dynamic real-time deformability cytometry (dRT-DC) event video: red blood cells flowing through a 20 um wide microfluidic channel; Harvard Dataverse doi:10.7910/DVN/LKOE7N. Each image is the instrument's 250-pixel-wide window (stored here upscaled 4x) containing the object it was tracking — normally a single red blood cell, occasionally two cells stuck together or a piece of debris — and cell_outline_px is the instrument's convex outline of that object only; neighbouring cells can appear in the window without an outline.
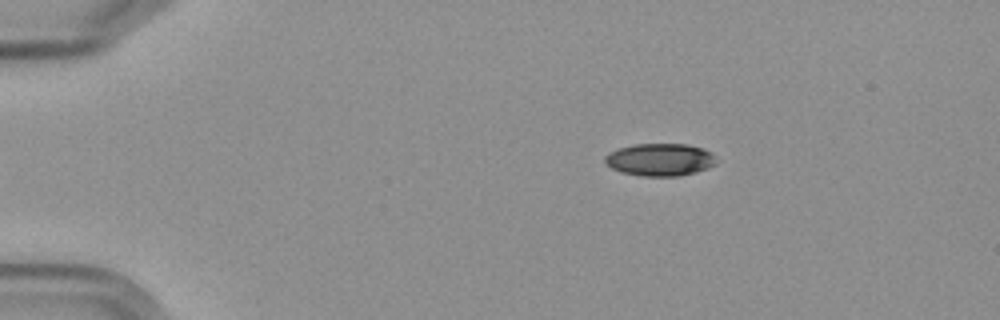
{"species": "Egyptian fruit bat (a non-hibernating species)", "species_latin": "Rousettus aegyptiacus", "temperature_condition": "cold", "stored_images_in_passage": 3, "camera_frame_rate_fps": 3000, "um_per_image_px": 0.085, "frame": {"image": 1, "passage_image": 1, "time_ms": 0.0, "image_size_px": [1000, 320], "cell_outline_px": [[716, 164], [708, 168], [696, 172], [680, 176], [640, 176], [620, 172], [604, 164], [604, 156], [608, 152], [620, 148], [636, 144], [688, 144], [704, 148], [712, 152], [716, 156]], "centroid_in_image_um": [56.11, 13.57], "position_along_channel_um": 28.9, "area_um2": 21.44}}